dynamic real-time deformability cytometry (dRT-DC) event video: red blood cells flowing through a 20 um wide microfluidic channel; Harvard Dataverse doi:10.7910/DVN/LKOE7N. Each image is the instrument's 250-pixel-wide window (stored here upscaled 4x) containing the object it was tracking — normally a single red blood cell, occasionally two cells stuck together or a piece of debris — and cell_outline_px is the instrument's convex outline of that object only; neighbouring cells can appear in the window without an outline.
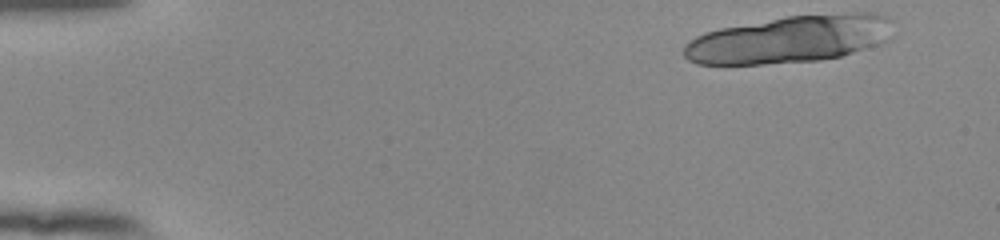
{"species": "human", "species_latin": "Homo sapiens", "temperature_condition": "room temperature", "stored_images_in_passage": 20, "camera_frame_rate_fps": 3000, "um_per_image_px": 0.085, "donor": {"sex": "female"}, "frame": {"image": 1, "passage_image": 1, "time_ms": 0.0, "image_size_px": [1000, 240], "cell_outline_px": [[896, 20], [892, 36], [888, 40], [880, 44], [840, 56], [820, 60], [764, 64], [696, 64], [688, 60], [684, 56], [684, 44], [696, 36], [704, 32], [720, 28], [788, 16], [852, 12], [872, 12], [888, 16]], "centroid_in_image_um": [67.21, 3.32], "position_along_channel_um": 17.8, "area_um2": 58.38}}